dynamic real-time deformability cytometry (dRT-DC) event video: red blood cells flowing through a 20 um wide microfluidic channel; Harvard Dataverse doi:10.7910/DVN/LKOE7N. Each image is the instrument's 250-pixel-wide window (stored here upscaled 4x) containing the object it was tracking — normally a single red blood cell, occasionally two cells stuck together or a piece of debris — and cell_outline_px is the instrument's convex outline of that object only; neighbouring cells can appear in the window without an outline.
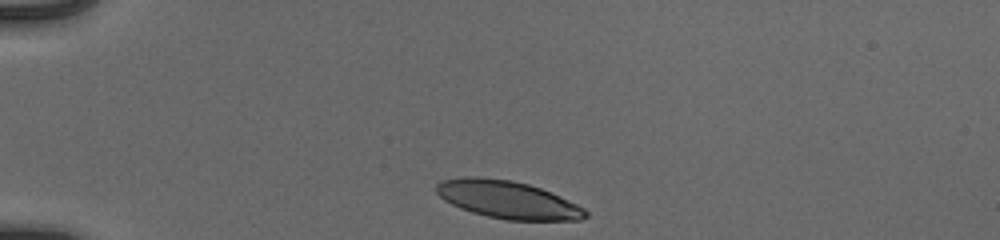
{"species": "human", "species_latin": "Homo sapiens", "temperature_condition": "cold", "stored_images_in_passage": 35, "camera_frame_rate_fps": 3000, "um_per_image_px": 0.085, "donor": {"sex": "male"}, "frame": {"image": 1, "passage_image": 1, "time_ms": 0.0, "image_size_px": [1000, 240], "cell_outline_px": [[588, 216], [580, 220], [508, 220], [488, 216], [472, 212], [460, 208], [444, 200], [436, 192], [436, 184], [444, 180], [464, 176], [476, 176], [512, 180], [528, 184], [540, 188], [576, 204], [584, 208], [588, 212]], "centroid_in_image_um": [43.14, 16.97], "position_along_channel_um": 41.9, "area_um2": 32.48}}
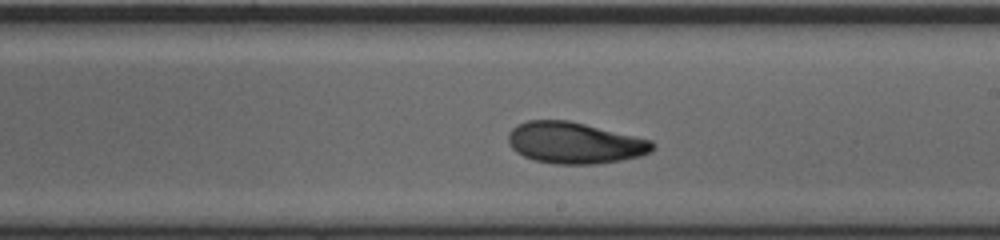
{"frame": {"image": 2, "passage_image": 20, "time_ms": 6.333, "image_size_px": [1000, 240], "cell_outline_px": [[656, 148], [652, 152], [640, 156], [620, 160], [596, 164], [556, 164], [536, 160], [524, 156], [516, 152], [508, 144], [508, 132], [516, 124], [528, 120], [568, 120], [652, 140], [656, 144]], "centroid_in_image_um": [48.85, 12.14], "position_along_channel_um": 240.2, "area_um2": 34.91}}
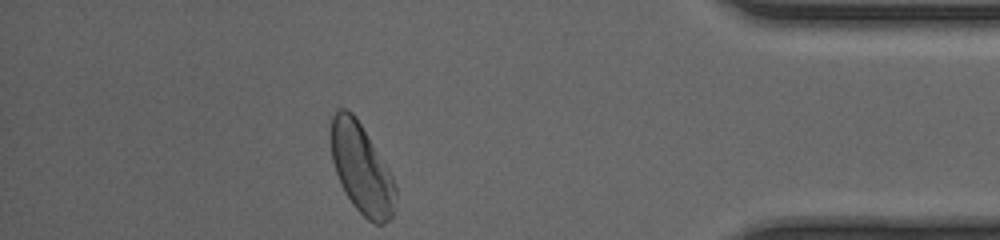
{"frame": {"image": 3, "passage_image": 35, "time_ms": 11.333, "image_size_px": [1000, 240], "cell_outline_px": [[396, 208], [392, 216], [384, 224], [376, 224], [368, 220], [352, 204], [344, 192], [336, 172], [332, 160], [328, 132], [332, 116], [340, 108], [348, 108], [356, 116], [392, 176], [396, 184]], "centroid_in_image_um": [30.7, 14.32], "position_along_channel_um": 404.5, "area_um2": 34.16}, "authors_computed_cell_mechanics": {"area_um2": 34.391, "velocity_mm_per_s": 3.9294, "shape_relaxation_time_tau1_ms": 3.7508, "shape_relaxation_time_tau2_ms": 2.3688, "deformation_change_tau1": 0.1744, "deformation_change_tau2": 0.0807}}